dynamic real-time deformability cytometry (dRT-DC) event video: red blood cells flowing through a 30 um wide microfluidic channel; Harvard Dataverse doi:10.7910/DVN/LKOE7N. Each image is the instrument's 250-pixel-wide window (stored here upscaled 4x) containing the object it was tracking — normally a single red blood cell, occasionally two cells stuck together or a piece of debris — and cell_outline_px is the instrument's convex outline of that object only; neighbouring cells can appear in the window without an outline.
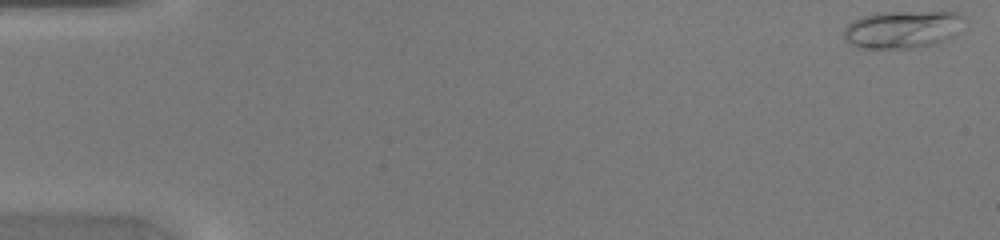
{"species": "common noctule bat (a hibernating species)", "species_latin": "Nyctalus noctula", "temperature_condition": "warm", "stored_images_in_passage": 46, "camera_frame_rate_fps": 3000, "um_per_image_px": 0.085, "animal": {"sex": "female", "body_mass_g": 20.0, "forearm_length_mm": 54.0}, "frame": {"image": 1, "passage_image": 1, "time_ms": 0.0, "image_size_px": [1000, 240], "cell_outline_px": [[968, 28], [956, 36], [948, 40], [936, 44], [916, 48], [856, 48], [844, 36], [844, 28], [852, 20], [860, 16], [876, 12], [960, 12], [964, 16]], "centroid_in_image_um": [76.84, 2.49], "position_along_channel_um": 8.2, "area_um2": 27.34}}
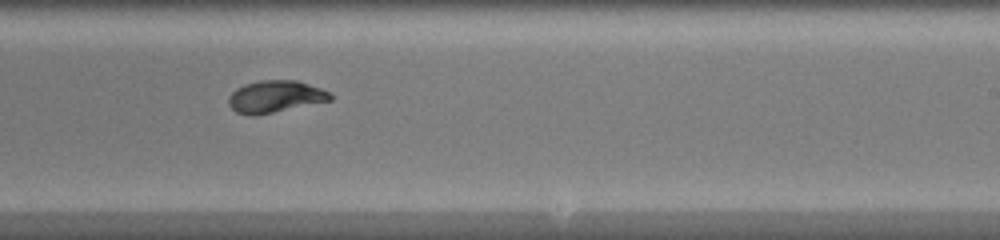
{"frame": {"image": 2, "passage_image": 29, "time_ms": 9.333, "image_size_px": [1000, 240], "cell_outline_px": [[332, 100], [256, 116], [248, 116], [236, 112], [228, 104], [228, 96], [236, 88], [244, 84], [260, 80], [296, 80], [332, 92]], "centroid_in_image_um": [23.38, 8.22], "position_along_channel_um": 265.6, "area_um2": 19.19}}
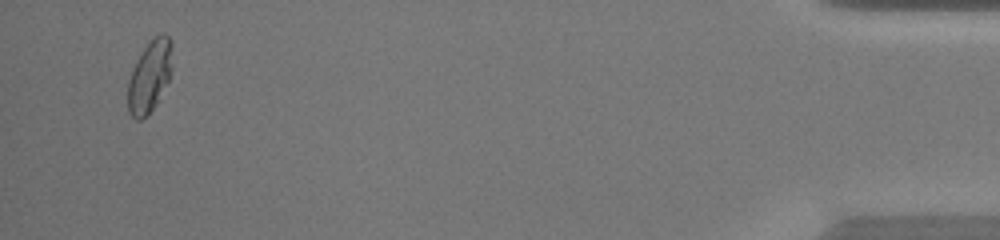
{"frame": {"image": 3, "passage_image": 45, "time_ms": 14.667, "image_size_px": [1000, 240], "cell_outline_px": [[172, 68], [168, 80], [156, 104], [140, 120], [136, 120], [128, 112], [128, 80], [136, 60], [144, 48], [160, 32], [164, 32], [172, 40]], "centroid_in_image_um": [12.73, 6.45], "position_along_channel_um": 422.5, "area_um2": 18.44}}